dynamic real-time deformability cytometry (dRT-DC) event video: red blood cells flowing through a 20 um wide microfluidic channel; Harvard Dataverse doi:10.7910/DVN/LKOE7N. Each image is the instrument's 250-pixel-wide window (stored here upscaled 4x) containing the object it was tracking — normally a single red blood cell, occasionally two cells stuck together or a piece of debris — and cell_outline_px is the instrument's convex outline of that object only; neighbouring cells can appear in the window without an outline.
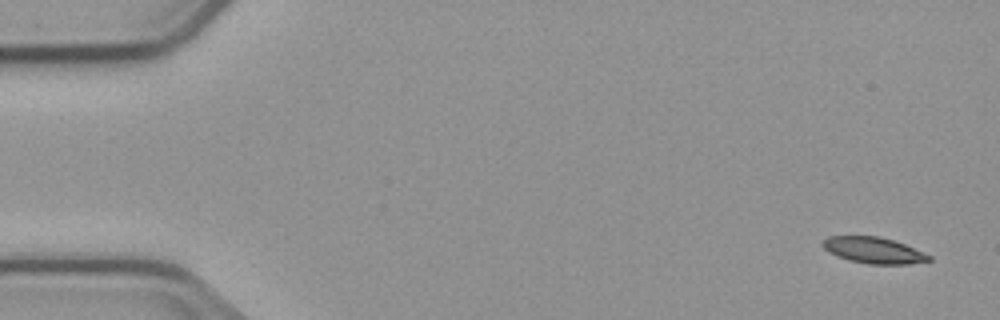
{"species": "common noctule bat (a hibernating species)", "species_latin": "Nyctalus noctula", "temperature_condition": "cold", "stored_images_in_passage": 4, "camera_frame_rate_fps": 3000, "um_per_image_px": 0.085, "animal": {"sex": "male", "body_mass_g": 23.1, "forearm_length_mm": 52.7}, "frame": {"image": 1, "passage_image": 1, "time_ms": 0.0, "image_size_px": [1000, 320], "cell_outline_px": [[932, 260], [908, 264], [868, 264], [848, 260], [836, 256], [828, 252], [820, 244], [828, 236], [880, 236], [904, 244], [932, 256]], "centroid_in_image_um": [74.23, 21.28], "position_along_channel_um": 10.8, "area_um2": 16.24}}
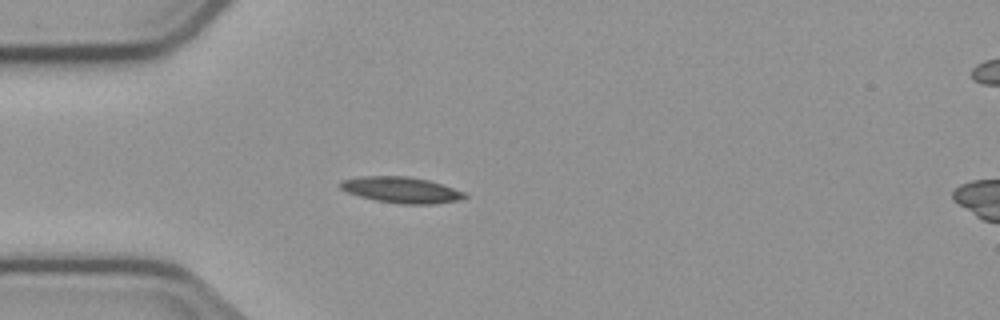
{"frame": {"image": 2, "passage_image": 4, "time_ms": 4.333, "image_size_px": [1000, 320], "cell_outline_px": [[468, 196], [460, 200], [436, 204], [400, 204], [376, 200], [360, 196], [348, 192], [340, 188], [340, 180], [360, 176], [408, 176], [428, 180], [468, 192]], "centroid_in_image_um": [34.16, 16.14], "position_along_channel_um": 50.8, "area_um2": 19.02}}